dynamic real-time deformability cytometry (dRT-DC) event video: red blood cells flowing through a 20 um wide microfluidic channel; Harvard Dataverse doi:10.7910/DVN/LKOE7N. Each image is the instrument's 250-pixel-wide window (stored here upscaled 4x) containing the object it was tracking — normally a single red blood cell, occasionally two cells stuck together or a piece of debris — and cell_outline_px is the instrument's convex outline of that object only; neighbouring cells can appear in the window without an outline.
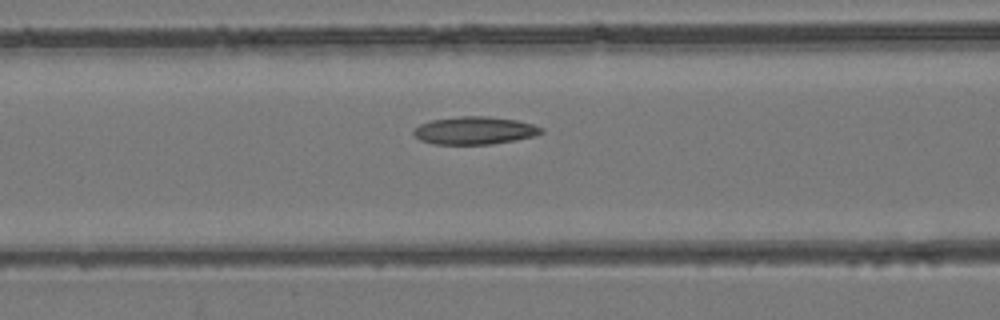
{"species": "common noctule bat (a hibernating species)", "species_latin": "Nyctalus noctula", "temperature_condition": "room temperature", "stored_images_in_passage": 45, "camera_frame_rate_fps": 3000, "um_per_image_px": 0.085, "animal": {"sex": "female", "body_mass_g": 24.6, "forearm_length_mm": 56.2}, "frame": {"image": 1, "passage_image": 17, "time_ms": 5.333, "image_size_px": [1000, 320], "cell_outline_px": [[544, 132], [536, 136], [516, 140], [492, 144], [432, 144], [420, 140], [412, 132], [420, 124], [432, 120], [460, 116], [488, 116], [516, 120], [532, 124], [544, 128]], "centroid_in_image_um": [40.38, 11.09], "position_along_channel_um": 126.2, "area_um2": 20.69}}
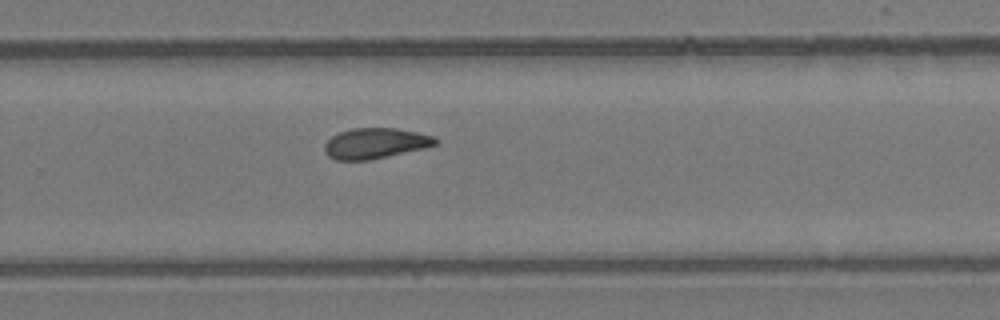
{"frame": {"image": 2, "passage_image": 29, "time_ms": 9.333, "image_size_px": [1000, 320], "cell_outline_px": [[440, 144], [424, 148], [368, 160], [336, 160], [328, 156], [324, 152], [324, 144], [332, 136], [340, 132], [352, 128], [396, 128], [416, 132], [432, 136], [440, 140]], "centroid_in_image_um": [31.9, 12.18], "position_along_channel_um": 297.9, "area_um2": 19.71}}
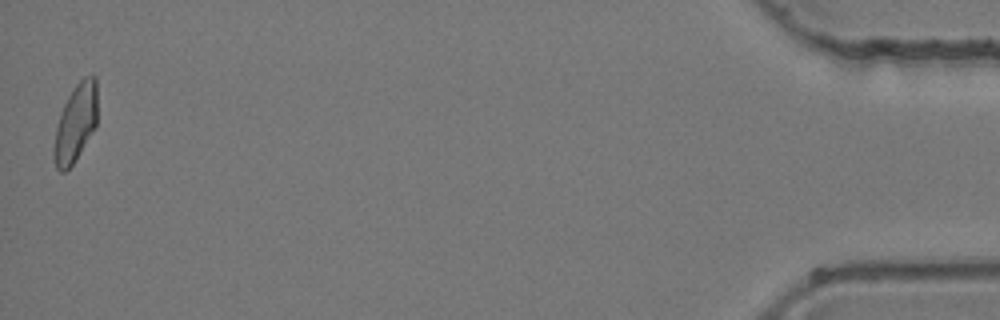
{"frame": {"image": 3, "passage_image": 45, "time_ms": 14.667, "image_size_px": [1000, 320], "cell_outline_px": [[96, 128], [72, 164], [64, 172], [60, 172], [56, 168], [52, 156], [52, 148], [56, 128], [64, 104], [68, 96], [76, 84], [84, 76], [96, 76]], "centroid_in_image_um": [6.4, 10.49], "position_along_channel_um": 428.8, "area_um2": 19.59}}